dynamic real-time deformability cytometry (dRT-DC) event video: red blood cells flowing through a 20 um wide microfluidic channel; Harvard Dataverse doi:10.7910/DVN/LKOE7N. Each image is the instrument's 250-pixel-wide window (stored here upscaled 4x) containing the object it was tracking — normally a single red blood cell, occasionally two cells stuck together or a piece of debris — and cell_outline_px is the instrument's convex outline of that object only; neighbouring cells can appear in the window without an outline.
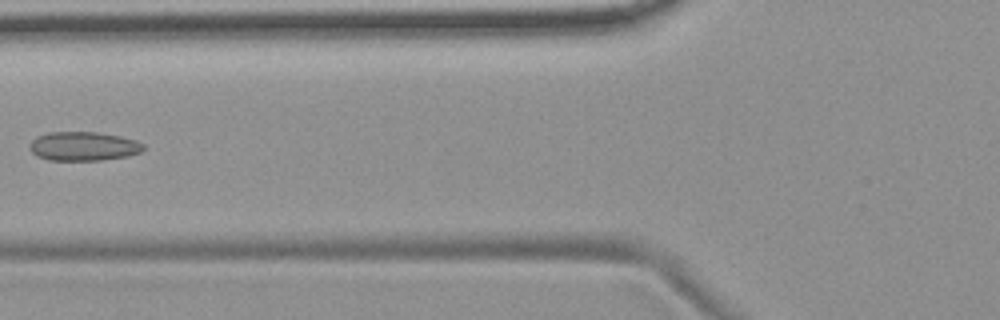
{"species": "common noctule bat (a hibernating species)", "species_latin": "Nyctalus noctula", "temperature_condition": "room temperature", "stored_images_in_passage": 7, "camera_frame_rate_fps": 3000, "um_per_image_px": 0.085, "animal": {"sex": "female", "body_mass_g": 19.9}, "frame": {"image": 1, "passage_image": 6, "time_ms": 6.667, "image_size_px": [1000, 320], "cell_outline_px": [[144, 148], [140, 152], [128, 156], [100, 160], [48, 160], [36, 156], [28, 148], [28, 144], [36, 136], [48, 132], [96, 132], [120, 136], [136, 140], [144, 144]], "centroid_in_image_um": [7.05, 12.43], "position_along_channel_um": 118.7, "area_um2": 19.36}}
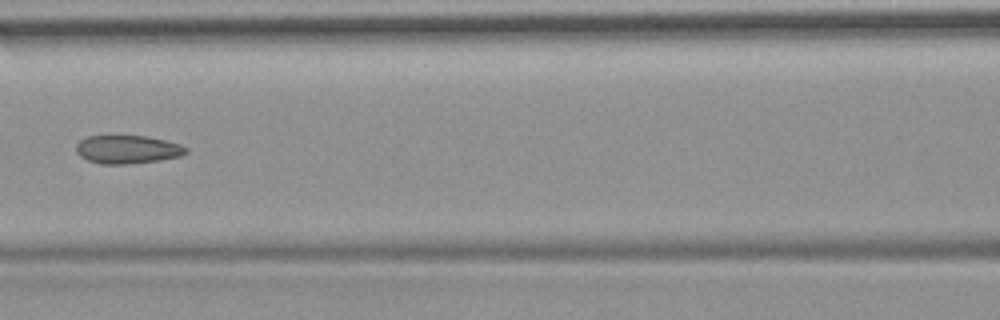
{"frame": {"image": 2, "passage_image": 7, "time_ms": 7.667, "image_size_px": [1000, 320], "cell_outline_px": [[188, 152], [180, 156], [160, 160], [124, 164], [100, 164], [88, 160], [80, 156], [76, 152], [76, 144], [80, 140], [88, 136], [148, 136], [180, 144], [188, 148]], "centroid_in_image_um": [10.83, 12.7], "position_along_channel_um": 155.8, "area_um2": 18.09}}